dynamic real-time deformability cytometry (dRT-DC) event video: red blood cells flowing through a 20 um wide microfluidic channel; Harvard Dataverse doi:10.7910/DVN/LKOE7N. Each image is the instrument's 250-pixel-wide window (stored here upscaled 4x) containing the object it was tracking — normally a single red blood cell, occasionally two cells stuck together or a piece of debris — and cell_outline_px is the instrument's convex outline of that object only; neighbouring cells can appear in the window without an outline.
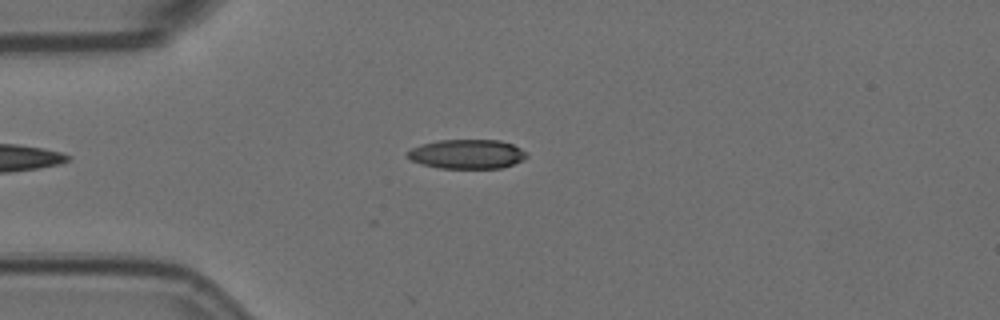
{"species": "Egyptian fruit bat (a non-hibernating species)", "species_latin": "Rousettus aegyptiacus", "temperature_condition": "room temperature", "stored_images_in_passage": 9, "camera_frame_rate_fps": 3000, "um_per_image_px": 0.085, "animal": {"sex": "female"}, "frame": {"image": 1, "passage_image": 2, "time_ms": 0.333, "image_size_px": [1000, 320], "cell_outline_px": [[528, 156], [512, 164], [500, 168], [440, 168], [420, 164], [412, 160], [408, 156], [408, 152], [412, 148], [424, 144], [440, 140], [500, 140], [512, 144], [528, 152]], "centroid_in_image_um": [39.72, 13.09], "position_along_channel_um": 45.3, "area_um2": 20.11}}
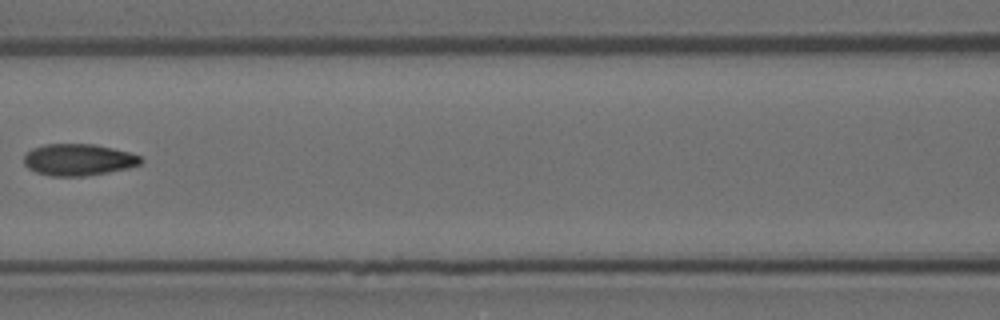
{"frame": {"image": 2, "passage_image": 5, "time_ms": 1.333, "image_size_px": [1000, 320], "cell_outline_px": [[140, 164], [128, 168], [108, 172], [84, 176], [48, 176], [36, 172], [28, 168], [24, 164], [24, 156], [32, 148], [44, 144], [96, 144], [128, 152], [140, 156]], "centroid_in_image_um": [6.62, 13.58], "position_along_channel_um": 160.0, "area_um2": 21.5}}
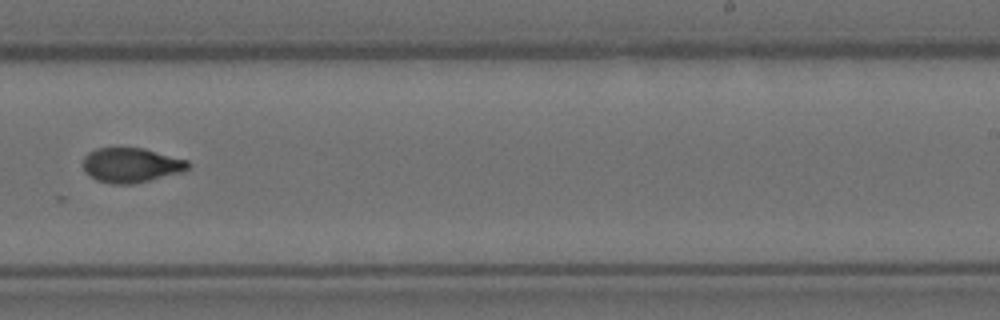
{"frame": {"image": 3, "passage_image": 8, "time_ms": 2.333, "image_size_px": [1000, 320], "cell_outline_px": [[192, 164], [188, 168], [180, 172], [132, 184], [112, 184], [96, 180], [84, 172], [84, 156], [88, 152], [96, 148], [144, 148], [188, 160]], "centroid_in_image_um": [11.13, 14.03], "position_along_channel_um": 277.9, "area_um2": 21.15}}